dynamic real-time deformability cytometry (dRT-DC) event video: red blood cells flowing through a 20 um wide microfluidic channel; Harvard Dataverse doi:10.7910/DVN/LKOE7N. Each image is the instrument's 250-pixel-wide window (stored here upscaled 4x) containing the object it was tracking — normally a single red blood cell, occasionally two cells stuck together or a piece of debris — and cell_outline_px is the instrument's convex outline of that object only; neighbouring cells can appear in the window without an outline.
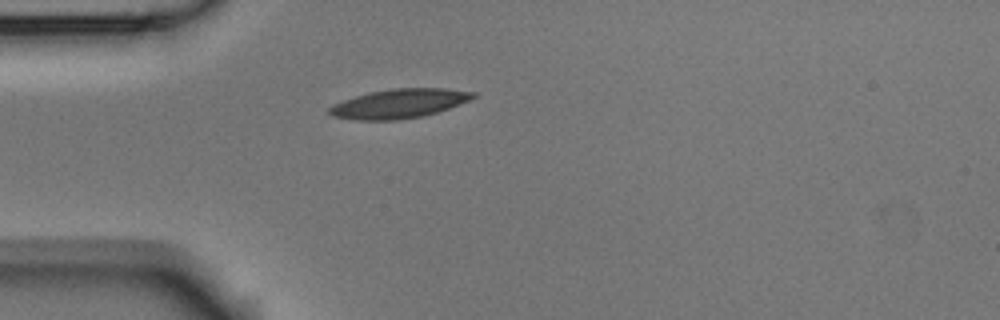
{"species": "Egyptian fruit bat (a non-hibernating species)", "species_latin": "Rousettus aegyptiacus", "temperature_condition": "room temperature", "stored_images_in_passage": 1, "camera_frame_rate_fps": 3000, "um_per_image_px": 0.085, "animal": {"sex": "male"}, "frame": {"image": 1, "passage_image": 1, "time_ms": 0.0, "image_size_px": [1000, 320], "cell_outline_px": [[476, 96], [460, 104], [424, 116], [396, 120], [360, 120], [332, 116], [328, 112], [328, 108], [332, 104], [368, 92], [392, 88], [444, 88], [476, 92]], "centroid_in_image_um": [33.91, 8.8], "position_along_channel_um": 51.1, "area_um2": 24.39}}